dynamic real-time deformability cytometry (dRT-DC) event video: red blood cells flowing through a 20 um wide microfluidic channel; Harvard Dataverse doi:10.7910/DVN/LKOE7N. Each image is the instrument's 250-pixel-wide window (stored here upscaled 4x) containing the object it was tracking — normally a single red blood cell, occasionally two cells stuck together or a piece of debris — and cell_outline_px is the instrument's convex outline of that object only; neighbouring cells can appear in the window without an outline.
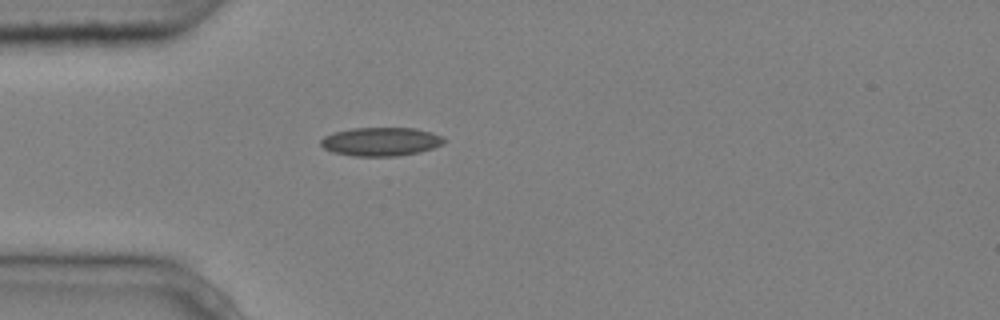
{"species": "common noctule bat (a hibernating species)", "species_latin": "Nyctalus noctula", "temperature_condition": "cold", "stored_images_in_passage": 1, "camera_frame_rate_fps": 3000, "um_per_image_px": 0.085, "animal": {"sex": "male", "body_mass_g": 20.4}, "frame": {"image": 1, "passage_image": 1, "time_ms": 0.0, "image_size_px": [1000, 320], "cell_outline_px": [[448, 140], [444, 144], [420, 152], [396, 156], [352, 156], [332, 152], [324, 148], [320, 144], [320, 140], [324, 136], [336, 132], [352, 128], [416, 128], [432, 132]], "centroid_in_image_um": [32.39, 12.04], "position_along_channel_um": 52.6, "area_um2": 20.63}}